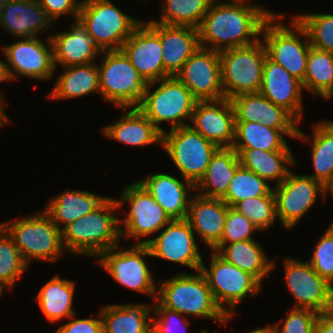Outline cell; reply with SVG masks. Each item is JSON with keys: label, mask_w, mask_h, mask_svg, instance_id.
I'll list each match as a JSON object with an SVG mask.
<instances>
[{"label": "cell", "mask_w": 333, "mask_h": 333, "mask_svg": "<svg viewBox=\"0 0 333 333\" xmlns=\"http://www.w3.org/2000/svg\"><path fill=\"white\" fill-rule=\"evenodd\" d=\"M327 192L332 194L331 196L333 197V177L324 185V201L326 200Z\"/></svg>", "instance_id": "obj_54"}, {"label": "cell", "mask_w": 333, "mask_h": 333, "mask_svg": "<svg viewBox=\"0 0 333 333\" xmlns=\"http://www.w3.org/2000/svg\"><path fill=\"white\" fill-rule=\"evenodd\" d=\"M302 86L323 99L333 86V53L310 47Z\"/></svg>", "instance_id": "obj_38"}, {"label": "cell", "mask_w": 333, "mask_h": 333, "mask_svg": "<svg viewBox=\"0 0 333 333\" xmlns=\"http://www.w3.org/2000/svg\"><path fill=\"white\" fill-rule=\"evenodd\" d=\"M191 126L219 148H230L235 138V113L230 99L197 101Z\"/></svg>", "instance_id": "obj_20"}, {"label": "cell", "mask_w": 333, "mask_h": 333, "mask_svg": "<svg viewBox=\"0 0 333 333\" xmlns=\"http://www.w3.org/2000/svg\"><path fill=\"white\" fill-rule=\"evenodd\" d=\"M285 284L295 300L293 308L311 309L319 314L333 310V286L306 262L284 259Z\"/></svg>", "instance_id": "obj_14"}, {"label": "cell", "mask_w": 333, "mask_h": 333, "mask_svg": "<svg viewBox=\"0 0 333 333\" xmlns=\"http://www.w3.org/2000/svg\"><path fill=\"white\" fill-rule=\"evenodd\" d=\"M248 3L213 0L198 28L200 47L220 52L260 40L264 23L275 12Z\"/></svg>", "instance_id": "obj_1"}, {"label": "cell", "mask_w": 333, "mask_h": 333, "mask_svg": "<svg viewBox=\"0 0 333 333\" xmlns=\"http://www.w3.org/2000/svg\"><path fill=\"white\" fill-rule=\"evenodd\" d=\"M139 182L162 206L169 217L174 219H185L188 214L190 191L195 190V186L184 179L179 181L174 176L165 173H151L148 177Z\"/></svg>", "instance_id": "obj_27"}, {"label": "cell", "mask_w": 333, "mask_h": 333, "mask_svg": "<svg viewBox=\"0 0 333 333\" xmlns=\"http://www.w3.org/2000/svg\"><path fill=\"white\" fill-rule=\"evenodd\" d=\"M321 237L308 263L333 286V223Z\"/></svg>", "instance_id": "obj_44"}, {"label": "cell", "mask_w": 333, "mask_h": 333, "mask_svg": "<svg viewBox=\"0 0 333 333\" xmlns=\"http://www.w3.org/2000/svg\"><path fill=\"white\" fill-rule=\"evenodd\" d=\"M224 97L259 92L262 84L266 49L262 40L219 52Z\"/></svg>", "instance_id": "obj_8"}, {"label": "cell", "mask_w": 333, "mask_h": 333, "mask_svg": "<svg viewBox=\"0 0 333 333\" xmlns=\"http://www.w3.org/2000/svg\"><path fill=\"white\" fill-rule=\"evenodd\" d=\"M228 209L220 198L191 195L186 219L211 251L221 240Z\"/></svg>", "instance_id": "obj_25"}, {"label": "cell", "mask_w": 333, "mask_h": 333, "mask_svg": "<svg viewBox=\"0 0 333 333\" xmlns=\"http://www.w3.org/2000/svg\"><path fill=\"white\" fill-rule=\"evenodd\" d=\"M199 333H208V332H207V330L205 329V330H203V331H200ZM214 333H216V332H214Z\"/></svg>", "instance_id": "obj_57"}, {"label": "cell", "mask_w": 333, "mask_h": 333, "mask_svg": "<svg viewBox=\"0 0 333 333\" xmlns=\"http://www.w3.org/2000/svg\"><path fill=\"white\" fill-rule=\"evenodd\" d=\"M311 158L315 173L308 174L323 186L333 177V121L313 124Z\"/></svg>", "instance_id": "obj_37"}, {"label": "cell", "mask_w": 333, "mask_h": 333, "mask_svg": "<svg viewBox=\"0 0 333 333\" xmlns=\"http://www.w3.org/2000/svg\"><path fill=\"white\" fill-rule=\"evenodd\" d=\"M156 82L160 85L156 90H150ZM198 100L190 90L176 77L169 76L159 81L148 83L146 94L137 107L163 134L165 130L159 123H170L171 128L187 126L184 118L191 121L192 113Z\"/></svg>", "instance_id": "obj_7"}, {"label": "cell", "mask_w": 333, "mask_h": 333, "mask_svg": "<svg viewBox=\"0 0 333 333\" xmlns=\"http://www.w3.org/2000/svg\"><path fill=\"white\" fill-rule=\"evenodd\" d=\"M238 154L240 165L251 170L267 183L275 181L278 186L286 178L289 165H295L292 151H264L260 149H234Z\"/></svg>", "instance_id": "obj_33"}, {"label": "cell", "mask_w": 333, "mask_h": 333, "mask_svg": "<svg viewBox=\"0 0 333 333\" xmlns=\"http://www.w3.org/2000/svg\"><path fill=\"white\" fill-rule=\"evenodd\" d=\"M247 333H275L274 325H269L263 328L254 329Z\"/></svg>", "instance_id": "obj_53"}, {"label": "cell", "mask_w": 333, "mask_h": 333, "mask_svg": "<svg viewBox=\"0 0 333 333\" xmlns=\"http://www.w3.org/2000/svg\"><path fill=\"white\" fill-rule=\"evenodd\" d=\"M199 273V274H198ZM198 273H178L168 280L158 282L156 300L165 308L182 315L209 318L219 325L229 321L234 314H225L217 305L207 279Z\"/></svg>", "instance_id": "obj_3"}, {"label": "cell", "mask_w": 333, "mask_h": 333, "mask_svg": "<svg viewBox=\"0 0 333 333\" xmlns=\"http://www.w3.org/2000/svg\"><path fill=\"white\" fill-rule=\"evenodd\" d=\"M119 246L102 252L98 256V265L122 286L151 295L155 300L157 286L144 260V257H152L148 245L135 243L124 250H119Z\"/></svg>", "instance_id": "obj_11"}, {"label": "cell", "mask_w": 333, "mask_h": 333, "mask_svg": "<svg viewBox=\"0 0 333 333\" xmlns=\"http://www.w3.org/2000/svg\"><path fill=\"white\" fill-rule=\"evenodd\" d=\"M319 313L311 309L292 308L287 314L282 328L275 323V333H314ZM281 328V329H280Z\"/></svg>", "instance_id": "obj_47"}, {"label": "cell", "mask_w": 333, "mask_h": 333, "mask_svg": "<svg viewBox=\"0 0 333 333\" xmlns=\"http://www.w3.org/2000/svg\"><path fill=\"white\" fill-rule=\"evenodd\" d=\"M314 333H333V310L319 314L315 322Z\"/></svg>", "instance_id": "obj_50"}, {"label": "cell", "mask_w": 333, "mask_h": 333, "mask_svg": "<svg viewBox=\"0 0 333 333\" xmlns=\"http://www.w3.org/2000/svg\"><path fill=\"white\" fill-rule=\"evenodd\" d=\"M212 250L228 263L254 276L261 284L275 268L274 260H268L266 252L255 239L217 244Z\"/></svg>", "instance_id": "obj_30"}, {"label": "cell", "mask_w": 333, "mask_h": 333, "mask_svg": "<svg viewBox=\"0 0 333 333\" xmlns=\"http://www.w3.org/2000/svg\"><path fill=\"white\" fill-rule=\"evenodd\" d=\"M52 24L39 1L7 0L0 8V26L18 39L38 37Z\"/></svg>", "instance_id": "obj_26"}, {"label": "cell", "mask_w": 333, "mask_h": 333, "mask_svg": "<svg viewBox=\"0 0 333 333\" xmlns=\"http://www.w3.org/2000/svg\"><path fill=\"white\" fill-rule=\"evenodd\" d=\"M333 97V86L330 91L323 97L324 99L328 100Z\"/></svg>", "instance_id": "obj_55"}, {"label": "cell", "mask_w": 333, "mask_h": 333, "mask_svg": "<svg viewBox=\"0 0 333 333\" xmlns=\"http://www.w3.org/2000/svg\"><path fill=\"white\" fill-rule=\"evenodd\" d=\"M302 82L267 56L263 66L260 93L287 110L299 123L303 116Z\"/></svg>", "instance_id": "obj_21"}, {"label": "cell", "mask_w": 333, "mask_h": 333, "mask_svg": "<svg viewBox=\"0 0 333 333\" xmlns=\"http://www.w3.org/2000/svg\"><path fill=\"white\" fill-rule=\"evenodd\" d=\"M239 166L238 154L232 147L219 148L211 158L204 176L195 185L194 191L203 197L221 199Z\"/></svg>", "instance_id": "obj_32"}, {"label": "cell", "mask_w": 333, "mask_h": 333, "mask_svg": "<svg viewBox=\"0 0 333 333\" xmlns=\"http://www.w3.org/2000/svg\"><path fill=\"white\" fill-rule=\"evenodd\" d=\"M78 21L103 51L120 50L141 22L125 14L110 0H82Z\"/></svg>", "instance_id": "obj_9"}, {"label": "cell", "mask_w": 333, "mask_h": 333, "mask_svg": "<svg viewBox=\"0 0 333 333\" xmlns=\"http://www.w3.org/2000/svg\"><path fill=\"white\" fill-rule=\"evenodd\" d=\"M231 1H244V2H248L249 0H231Z\"/></svg>", "instance_id": "obj_58"}, {"label": "cell", "mask_w": 333, "mask_h": 333, "mask_svg": "<svg viewBox=\"0 0 333 333\" xmlns=\"http://www.w3.org/2000/svg\"><path fill=\"white\" fill-rule=\"evenodd\" d=\"M260 231L247 217L229 206L223 234L218 244H230L237 241L254 240L252 234Z\"/></svg>", "instance_id": "obj_45"}, {"label": "cell", "mask_w": 333, "mask_h": 333, "mask_svg": "<svg viewBox=\"0 0 333 333\" xmlns=\"http://www.w3.org/2000/svg\"><path fill=\"white\" fill-rule=\"evenodd\" d=\"M41 7L44 9L47 17L54 23L62 15L71 14L77 21L81 1L76 0H39Z\"/></svg>", "instance_id": "obj_48"}, {"label": "cell", "mask_w": 333, "mask_h": 333, "mask_svg": "<svg viewBox=\"0 0 333 333\" xmlns=\"http://www.w3.org/2000/svg\"><path fill=\"white\" fill-rule=\"evenodd\" d=\"M118 208L117 200L107 197L92 212L65 226L61 230L64 251L98 257L119 245L120 218L114 214Z\"/></svg>", "instance_id": "obj_2"}, {"label": "cell", "mask_w": 333, "mask_h": 333, "mask_svg": "<svg viewBox=\"0 0 333 333\" xmlns=\"http://www.w3.org/2000/svg\"><path fill=\"white\" fill-rule=\"evenodd\" d=\"M162 229L157 237L143 240V244L148 245L152 257L182 264L198 272L203 260L194 231L187 219L171 220Z\"/></svg>", "instance_id": "obj_16"}, {"label": "cell", "mask_w": 333, "mask_h": 333, "mask_svg": "<svg viewBox=\"0 0 333 333\" xmlns=\"http://www.w3.org/2000/svg\"><path fill=\"white\" fill-rule=\"evenodd\" d=\"M98 66L100 94L117 108L138 107L148 82L132 66L121 50L103 51Z\"/></svg>", "instance_id": "obj_6"}, {"label": "cell", "mask_w": 333, "mask_h": 333, "mask_svg": "<svg viewBox=\"0 0 333 333\" xmlns=\"http://www.w3.org/2000/svg\"><path fill=\"white\" fill-rule=\"evenodd\" d=\"M75 282L56 275L39 290L35 298L50 323L76 314L73 306Z\"/></svg>", "instance_id": "obj_36"}, {"label": "cell", "mask_w": 333, "mask_h": 333, "mask_svg": "<svg viewBox=\"0 0 333 333\" xmlns=\"http://www.w3.org/2000/svg\"><path fill=\"white\" fill-rule=\"evenodd\" d=\"M0 225L13 238L28 265L33 259L57 261L64 252L61 229L44 210Z\"/></svg>", "instance_id": "obj_5"}, {"label": "cell", "mask_w": 333, "mask_h": 333, "mask_svg": "<svg viewBox=\"0 0 333 333\" xmlns=\"http://www.w3.org/2000/svg\"><path fill=\"white\" fill-rule=\"evenodd\" d=\"M27 267L13 238L0 225V297L5 288L13 289Z\"/></svg>", "instance_id": "obj_41"}, {"label": "cell", "mask_w": 333, "mask_h": 333, "mask_svg": "<svg viewBox=\"0 0 333 333\" xmlns=\"http://www.w3.org/2000/svg\"><path fill=\"white\" fill-rule=\"evenodd\" d=\"M48 98L75 99L100 92L98 66L95 63L63 67Z\"/></svg>", "instance_id": "obj_35"}, {"label": "cell", "mask_w": 333, "mask_h": 333, "mask_svg": "<svg viewBox=\"0 0 333 333\" xmlns=\"http://www.w3.org/2000/svg\"><path fill=\"white\" fill-rule=\"evenodd\" d=\"M183 176L194 186L204 176L211 158L219 149L191 126H183L162 134V145Z\"/></svg>", "instance_id": "obj_10"}, {"label": "cell", "mask_w": 333, "mask_h": 333, "mask_svg": "<svg viewBox=\"0 0 333 333\" xmlns=\"http://www.w3.org/2000/svg\"><path fill=\"white\" fill-rule=\"evenodd\" d=\"M260 196H274L273 188L263 178L240 165L221 199L233 207L239 201Z\"/></svg>", "instance_id": "obj_40"}, {"label": "cell", "mask_w": 333, "mask_h": 333, "mask_svg": "<svg viewBox=\"0 0 333 333\" xmlns=\"http://www.w3.org/2000/svg\"><path fill=\"white\" fill-rule=\"evenodd\" d=\"M230 101L235 122H260L277 130L299 129L297 126L300 123L287 110L275 105L260 92L241 94Z\"/></svg>", "instance_id": "obj_24"}, {"label": "cell", "mask_w": 333, "mask_h": 333, "mask_svg": "<svg viewBox=\"0 0 333 333\" xmlns=\"http://www.w3.org/2000/svg\"><path fill=\"white\" fill-rule=\"evenodd\" d=\"M282 18H285L283 14H274L264 23L261 40L267 57L303 82L311 47L309 36L294 16L290 22L291 27L282 24Z\"/></svg>", "instance_id": "obj_4"}, {"label": "cell", "mask_w": 333, "mask_h": 333, "mask_svg": "<svg viewBox=\"0 0 333 333\" xmlns=\"http://www.w3.org/2000/svg\"><path fill=\"white\" fill-rule=\"evenodd\" d=\"M100 318H79L75 319V314L69 319L72 321L60 326L54 333H103V321L98 312Z\"/></svg>", "instance_id": "obj_49"}, {"label": "cell", "mask_w": 333, "mask_h": 333, "mask_svg": "<svg viewBox=\"0 0 333 333\" xmlns=\"http://www.w3.org/2000/svg\"><path fill=\"white\" fill-rule=\"evenodd\" d=\"M69 31H62L50 35L53 47V61L56 65L68 67L95 63L97 56L103 53L94 37L77 20L68 27Z\"/></svg>", "instance_id": "obj_23"}, {"label": "cell", "mask_w": 333, "mask_h": 333, "mask_svg": "<svg viewBox=\"0 0 333 333\" xmlns=\"http://www.w3.org/2000/svg\"><path fill=\"white\" fill-rule=\"evenodd\" d=\"M107 197L84 190H66L51 198L44 211L59 229L92 212ZM63 226L61 227L59 223Z\"/></svg>", "instance_id": "obj_34"}, {"label": "cell", "mask_w": 333, "mask_h": 333, "mask_svg": "<svg viewBox=\"0 0 333 333\" xmlns=\"http://www.w3.org/2000/svg\"><path fill=\"white\" fill-rule=\"evenodd\" d=\"M233 208L247 217L260 230L269 229L277 218L275 196L247 198L236 203Z\"/></svg>", "instance_id": "obj_43"}, {"label": "cell", "mask_w": 333, "mask_h": 333, "mask_svg": "<svg viewBox=\"0 0 333 333\" xmlns=\"http://www.w3.org/2000/svg\"><path fill=\"white\" fill-rule=\"evenodd\" d=\"M11 77L9 75L7 62H4L0 59V82L10 81Z\"/></svg>", "instance_id": "obj_52"}, {"label": "cell", "mask_w": 333, "mask_h": 333, "mask_svg": "<svg viewBox=\"0 0 333 333\" xmlns=\"http://www.w3.org/2000/svg\"><path fill=\"white\" fill-rule=\"evenodd\" d=\"M101 130L106 137L130 146L162 145V133L137 107Z\"/></svg>", "instance_id": "obj_29"}, {"label": "cell", "mask_w": 333, "mask_h": 333, "mask_svg": "<svg viewBox=\"0 0 333 333\" xmlns=\"http://www.w3.org/2000/svg\"><path fill=\"white\" fill-rule=\"evenodd\" d=\"M1 93L2 91H0V126L2 127L9 124L11 121L7 117V114L4 112V108L6 107L5 105H7V102L4 101V96Z\"/></svg>", "instance_id": "obj_51"}, {"label": "cell", "mask_w": 333, "mask_h": 333, "mask_svg": "<svg viewBox=\"0 0 333 333\" xmlns=\"http://www.w3.org/2000/svg\"><path fill=\"white\" fill-rule=\"evenodd\" d=\"M154 301L157 306H153V315L158 318L152 316L153 333H187L190 321L185 315L163 307L156 299Z\"/></svg>", "instance_id": "obj_46"}, {"label": "cell", "mask_w": 333, "mask_h": 333, "mask_svg": "<svg viewBox=\"0 0 333 333\" xmlns=\"http://www.w3.org/2000/svg\"><path fill=\"white\" fill-rule=\"evenodd\" d=\"M116 200L119 207L123 203L130 206L126 218L120 219L121 237L136 238L137 244H143L140 238L160 232L172 220L139 181L124 188Z\"/></svg>", "instance_id": "obj_13"}, {"label": "cell", "mask_w": 333, "mask_h": 333, "mask_svg": "<svg viewBox=\"0 0 333 333\" xmlns=\"http://www.w3.org/2000/svg\"><path fill=\"white\" fill-rule=\"evenodd\" d=\"M318 192L324 197V186L320 182L290 170L282 183L273 188L276 215L281 225L288 230L295 227L316 202Z\"/></svg>", "instance_id": "obj_17"}, {"label": "cell", "mask_w": 333, "mask_h": 333, "mask_svg": "<svg viewBox=\"0 0 333 333\" xmlns=\"http://www.w3.org/2000/svg\"><path fill=\"white\" fill-rule=\"evenodd\" d=\"M200 271L207 279L215 302L225 314H234L240 301L262 291V284L254 276L228 263L215 251L211 254L210 268L202 264Z\"/></svg>", "instance_id": "obj_12"}, {"label": "cell", "mask_w": 333, "mask_h": 333, "mask_svg": "<svg viewBox=\"0 0 333 333\" xmlns=\"http://www.w3.org/2000/svg\"><path fill=\"white\" fill-rule=\"evenodd\" d=\"M301 129L277 130L260 122H235L233 149H260L264 151H291L283 135L304 141L311 138ZM241 141V142H240Z\"/></svg>", "instance_id": "obj_28"}, {"label": "cell", "mask_w": 333, "mask_h": 333, "mask_svg": "<svg viewBox=\"0 0 333 333\" xmlns=\"http://www.w3.org/2000/svg\"><path fill=\"white\" fill-rule=\"evenodd\" d=\"M294 17L306 29L311 46L333 53V14L310 13Z\"/></svg>", "instance_id": "obj_42"}, {"label": "cell", "mask_w": 333, "mask_h": 333, "mask_svg": "<svg viewBox=\"0 0 333 333\" xmlns=\"http://www.w3.org/2000/svg\"><path fill=\"white\" fill-rule=\"evenodd\" d=\"M160 20L157 22L170 26H190L199 28L213 0H164Z\"/></svg>", "instance_id": "obj_39"}, {"label": "cell", "mask_w": 333, "mask_h": 333, "mask_svg": "<svg viewBox=\"0 0 333 333\" xmlns=\"http://www.w3.org/2000/svg\"><path fill=\"white\" fill-rule=\"evenodd\" d=\"M18 1H39V0H18Z\"/></svg>", "instance_id": "obj_59"}, {"label": "cell", "mask_w": 333, "mask_h": 333, "mask_svg": "<svg viewBox=\"0 0 333 333\" xmlns=\"http://www.w3.org/2000/svg\"><path fill=\"white\" fill-rule=\"evenodd\" d=\"M120 50L148 82L169 77L164 71L159 35L145 22H140Z\"/></svg>", "instance_id": "obj_19"}, {"label": "cell", "mask_w": 333, "mask_h": 333, "mask_svg": "<svg viewBox=\"0 0 333 333\" xmlns=\"http://www.w3.org/2000/svg\"><path fill=\"white\" fill-rule=\"evenodd\" d=\"M146 23L160 37L164 71L169 76H176L200 47L198 29L190 26L164 25L152 20Z\"/></svg>", "instance_id": "obj_22"}, {"label": "cell", "mask_w": 333, "mask_h": 333, "mask_svg": "<svg viewBox=\"0 0 333 333\" xmlns=\"http://www.w3.org/2000/svg\"><path fill=\"white\" fill-rule=\"evenodd\" d=\"M152 309L144 303L106 305L100 310L103 333H150Z\"/></svg>", "instance_id": "obj_31"}, {"label": "cell", "mask_w": 333, "mask_h": 333, "mask_svg": "<svg viewBox=\"0 0 333 333\" xmlns=\"http://www.w3.org/2000/svg\"><path fill=\"white\" fill-rule=\"evenodd\" d=\"M7 0H0V8L2 7V5L6 2Z\"/></svg>", "instance_id": "obj_56"}, {"label": "cell", "mask_w": 333, "mask_h": 333, "mask_svg": "<svg viewBox=\"0 0 333 333\" xmlns=\"http://www.w3.org/2000/svg\"><path fill=\"white\" fill-rule=\"evenodd\" d=\"M176 77L198 101L225 98L218 51L199 47Z\"/></svg>", "instance_id": "obj_18"}, {"label": "cell", "mask_w": 333, "mask_h": 333, "mask_svg": "<svg viewBox=\"0 0 333 333\" xmlns=\"http://www.w3.org/2000/svg\"><path fill=\"white\" fill-rule=\"evenodd\" d=\"M46 42L49 45H46ZM46 42L38 37L22 38L1 48L11 80L21 76L42 81L53 77L56 69L50 37Z\"/></svg>", "instance_id": "obj_15"}]
</instances>
